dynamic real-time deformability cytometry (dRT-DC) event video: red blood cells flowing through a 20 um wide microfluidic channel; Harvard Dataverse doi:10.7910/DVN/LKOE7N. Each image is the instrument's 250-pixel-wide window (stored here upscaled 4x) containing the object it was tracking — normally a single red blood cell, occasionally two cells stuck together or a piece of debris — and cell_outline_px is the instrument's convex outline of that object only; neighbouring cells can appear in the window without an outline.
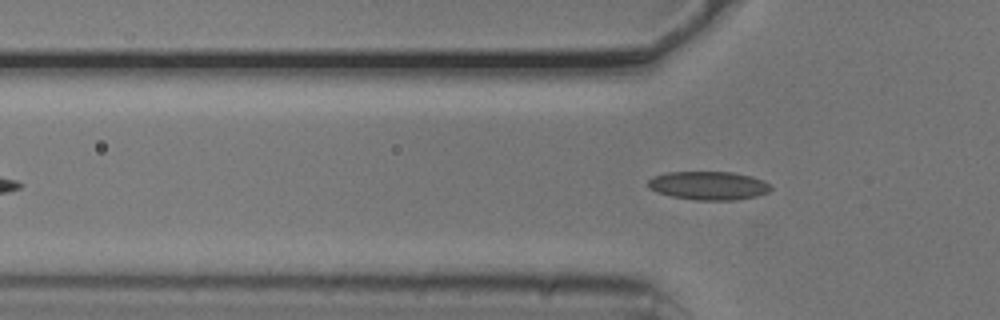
{"species": "common noctule bat (a hibernating species)", "species_latin": "Nyctalus noctula", "temperature_condition": "cold", "stored_images_in_passage": 5, "segment_of_instrument_passage": [2, 2], "camera_frame_rate_fps": 3000, "um_per_image_px": 0.085, "animal": {"sex": "male", "body_mass_g": 20.5, "forearm_length_mm": 52.5}, "frame": {"image": 1, "passage_image": 5, "time_ms": 1.333, "image_size_px": [1000, 320], "cell_outline_px": [[772, 188], [768, 192], [756, 196], [736, 200], [696, 200], [672, 196], [656, 192], [648, 188], [648, 180], [652, 176], [668, 172], [732, 172], [752, 176], [764, 180], [772, 184]], "centroid_in_image_um": [60.24, 15.77], "position_along_channel_um": 65.6, "area_um2": 20.58}}